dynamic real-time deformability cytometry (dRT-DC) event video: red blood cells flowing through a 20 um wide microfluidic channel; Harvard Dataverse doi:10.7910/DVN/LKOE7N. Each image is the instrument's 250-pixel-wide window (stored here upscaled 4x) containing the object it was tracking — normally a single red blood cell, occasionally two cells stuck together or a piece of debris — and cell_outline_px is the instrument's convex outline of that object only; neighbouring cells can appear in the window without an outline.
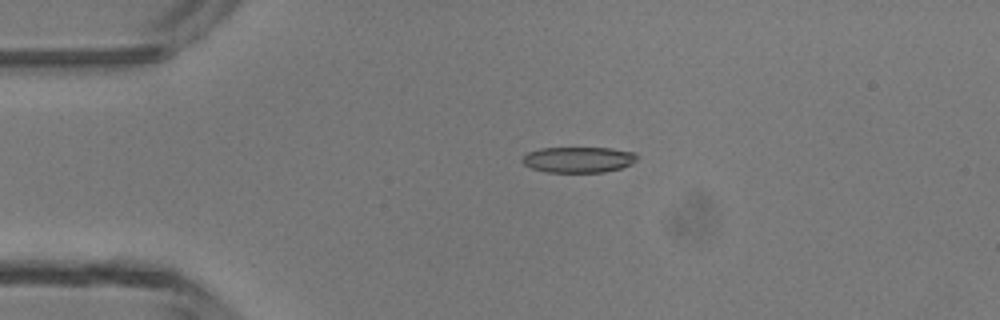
{"species": "common noctule bat (a hibernating species)", "species_latin": "Nyctalus noctula", "temperature_condition": "room temperature", "stored_images_in_passage": 6, "camera_frame_rate_fps": 3000, "um_per_image_px": 0.085, "animal": {"sex": "male", "body_mass_g": 13.3}, "frame": {"image": 1, "passage_image": 3, "time_ms": 3.0, "image_size_px": [1000, 320], "cell_outline_px": [[636, 160], [632, 164], [620, 168], [604, 172], [548, 172], [532, 168], [524, 164], [520, 160], [528, 152], [540, 148], [612, 148], [636, 152]], "centroid_in_image_um": [49.17, 13.56], "position_along_channel_um": 35.8, "area_um2": 17.22}}
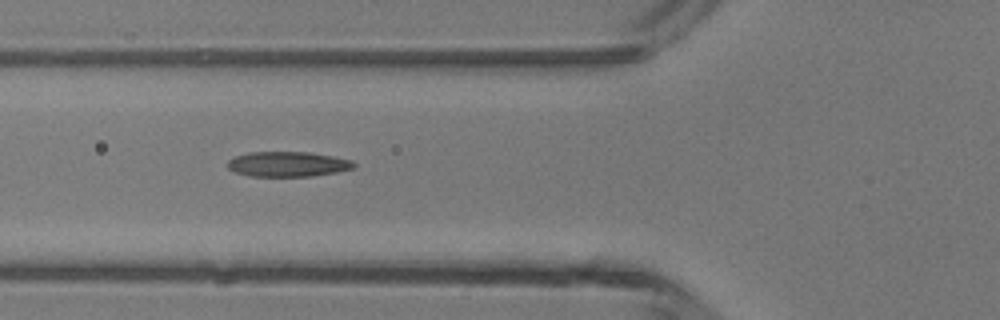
{"frame": {"image": 2, "passage_image": 5, "time_ms": 5.333, "image_size_px": [1000, 320], "cell_outline_px": [[356, 168], [336, 172], [312, 176], [248, 176], [236, 172], [228, 168], [228, 160], [236, 156], [248, 152], [308, 152], [332, 156], [352, 160], [356, 164]], "centroid_in_image_um": [24.48, 13.95], "position_along_channel_um": 101.3, "area_um2": 18.44}}
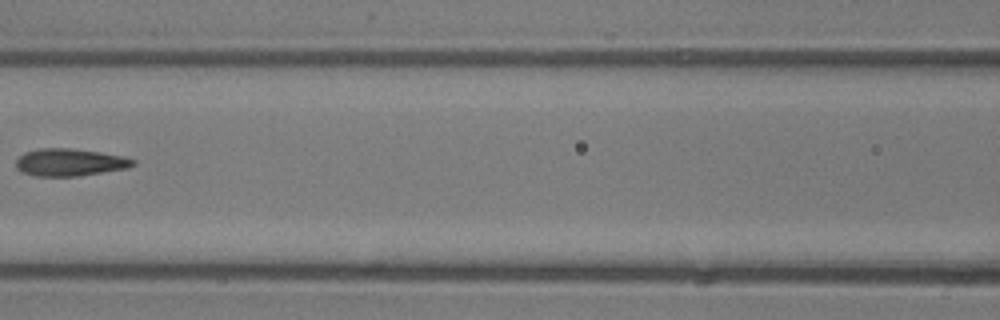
{"frame": {"image": 3, "passage_image": 6, "time_ms": 6.667, "image_size_px": [1000, 320], "cell_outline_px": [[136, 164], [128, 168], [76, 176], [36, 176], [20, 172], [16, 168], [16, 160], [24, 152], [40, 148], [68, 148], [100, 152], [124, 156], [136, 160]], "centroid_in_image_um": [5.92, 13.79], "position_along_channel_um": 160.7, "area_um2": 18.73}}